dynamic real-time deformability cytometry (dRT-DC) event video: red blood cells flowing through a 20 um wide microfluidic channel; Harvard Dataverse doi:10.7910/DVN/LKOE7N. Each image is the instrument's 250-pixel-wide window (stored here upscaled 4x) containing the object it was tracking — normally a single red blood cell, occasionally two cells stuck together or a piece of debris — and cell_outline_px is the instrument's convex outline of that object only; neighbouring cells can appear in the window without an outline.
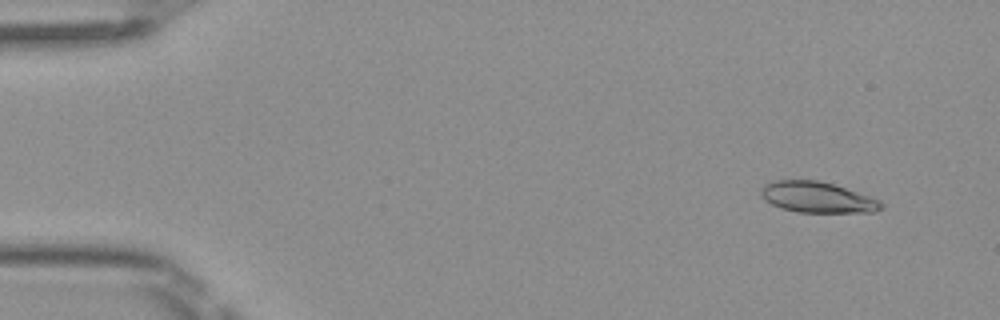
{"species": "Egyptian fruit bat (a non-hibernating species)", "species_latin": "Rousettus aegyptiacus", "temperature_condition": "room temperature", "stored_images_in_passage": 4, "camera_frame_rate_fps": 3000, "um_per_image_px": 0.085, "frame": {"image": 1, "passage_image": 1, "time_ms": 0.0, "image_size_px": [1000, 320], "cell_outline_px": [[884, 208], [876, 212], [796, 212], [780, 208], [764, 200], [760, 196], [760, 192], [764, 184], [776, 180], [816, 180], [832, 184], [880, 200], [884, 204]], "centroid_in_image_um": [69.45, 16.78], "position_along_channel_um": 15.5, "area_um2": 21.56}}
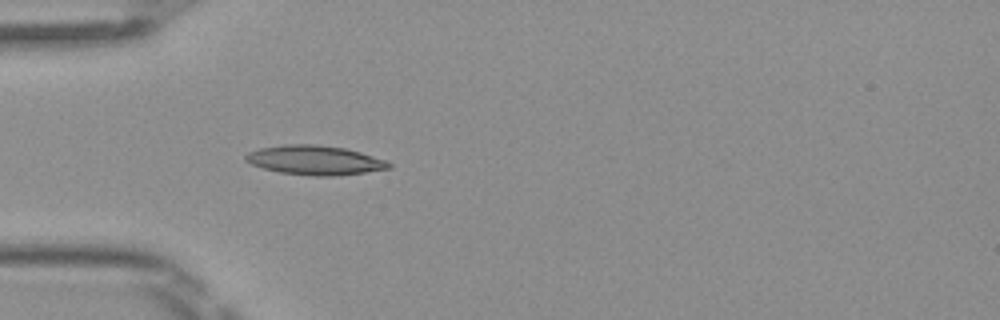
{"frame": {"image": 2, "passage_image": 4, "time_ms": 1.0, "image_size_px": [1000, 320], "cell_outline_px": [[392, 168], [336, 176], [316, 176], [280, 172], [264, 168], [252, 164], [244, 160], [244, 156], [248, 152], [260, 148], [284, 144], [316, 144], [344, 148], [360, 152], [384, 160], [392, 164]], "centroid_in_image_um": [26.75, 13.61], "position_along_channel_um": 58.3, "area_um2": 24.33}}